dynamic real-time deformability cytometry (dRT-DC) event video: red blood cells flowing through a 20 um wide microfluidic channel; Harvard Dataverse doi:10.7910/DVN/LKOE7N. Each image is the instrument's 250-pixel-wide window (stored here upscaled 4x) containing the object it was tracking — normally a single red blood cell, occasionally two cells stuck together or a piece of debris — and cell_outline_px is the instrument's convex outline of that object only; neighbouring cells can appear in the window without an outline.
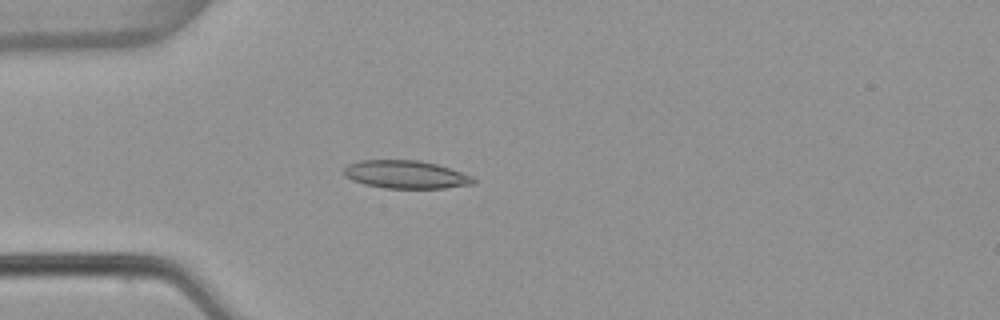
{"species": "common noctule bat (a hibernating species)", "species_latin": "Nyctalus noctula", "temperature_condition": "warm", "stored_images_in_passage": 4, "camera_frame_rate_fps": 3000, "um_per_image_px": 0.085, "animal": {"sex": "female", "body_mass_g": 22.7, "forearm_length_mm": 54.2}, "frame": {"image": 1, "passage_image": 4, "time_ms": 1.0, "image_size_px": [1000, 320], "cell_outline_px": [[476, 180], [472, 184], [444, 188], [384, 188], [364, 184], [352, 180], [344, 176], [344, 168], [348, 164], [360, 160], [420, 160], [436, 164], [472, 176]], "centroid_in_image_um": [34.45, 14.83], "position_along_channel_um": 50.5, "area_um2": 21.04}}